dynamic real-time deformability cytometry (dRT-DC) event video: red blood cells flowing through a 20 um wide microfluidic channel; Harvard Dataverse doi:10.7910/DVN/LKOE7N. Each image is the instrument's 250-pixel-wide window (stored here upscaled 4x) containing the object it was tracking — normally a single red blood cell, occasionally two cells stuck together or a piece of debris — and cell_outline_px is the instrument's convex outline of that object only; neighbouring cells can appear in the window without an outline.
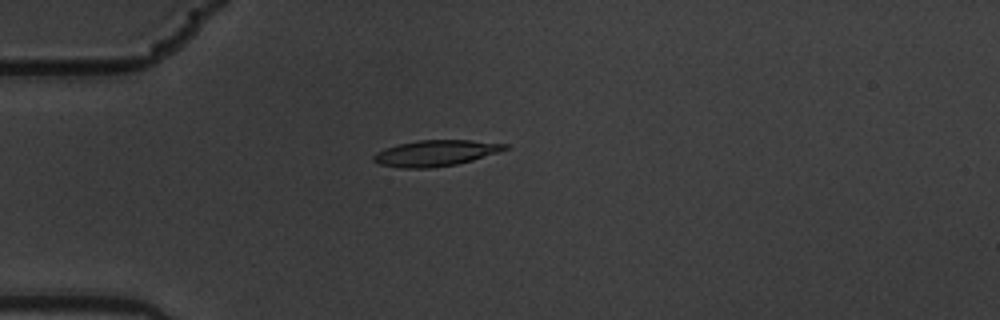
{"species": "common noctule bat (a hibernating species)", "species_latin": "Nyctalus noctula", "temperature_condition": "warm", "stored_images_in_passage": 7, "camera_frame_rate_fps": 3000, "um_per_image_px": 0.085, "animal": {"sex": "male", "body_mass_g": 19.5, "forearm_length_mm": 54.6}, "frame": {"image": 1, "passage_image": 5, "time_ms": 1.333, "image_size_px": [1000, 320], "cell_outline_px": [[508, 148], [500, 152], [472, 160], [456, 164], [432, 168], [400, 168], [380, 164], [372, 160], [372, 156], [376, 152], [384, 148], [396, 144], [420, 140], [472, 140], [508, 144]], "centroid_in_image_um": [37.0, 13.01], "position_along_channel_um": 48.0, "area_um2": 20.0}}
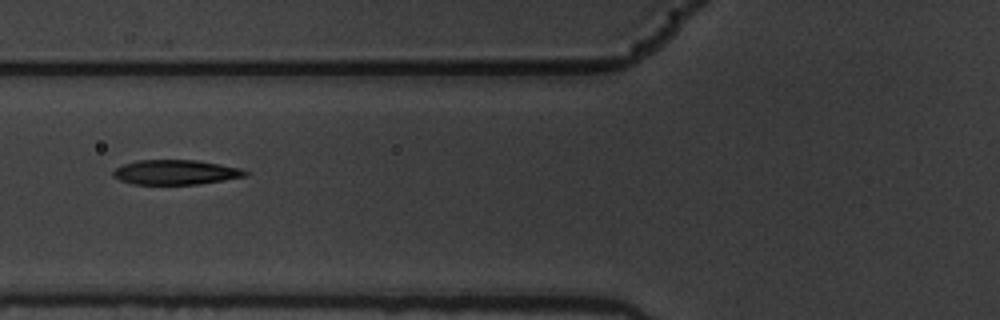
{"frame": {"image": 2, "passage_image": 7, "time_ms": 2.0, "image_size_px": [1000, 320], "cell_outline_px": [[252, 172], [248, 176], [200, 184], [132, 184], [120, 180], [112, 176], [112, 172], [116, 168], [124, 164], [136, 160], [196, 160], [220, 164], [240, 168]], "centroid_in_image_um": [14.96, 14.64], "position_along_channel_um": 110.8, "area_um2": 19.19}}